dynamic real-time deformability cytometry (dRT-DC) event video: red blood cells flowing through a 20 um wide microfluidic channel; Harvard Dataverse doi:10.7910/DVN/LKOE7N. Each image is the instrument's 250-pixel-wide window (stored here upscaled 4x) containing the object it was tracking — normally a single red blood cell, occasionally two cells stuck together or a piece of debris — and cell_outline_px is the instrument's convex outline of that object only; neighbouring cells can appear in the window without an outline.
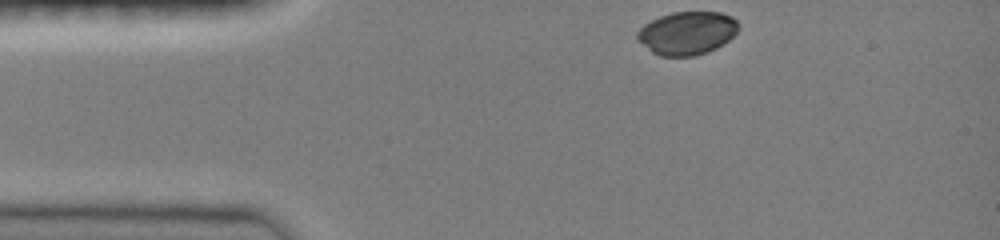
{"species": "common noctule bat (a hibernating species)", "species_latin": "Nyctalus noctula", "temperature_condition": "room temperature", "stored_images_in_passage": 34, "camera_frame_rate_fps": 3000, "um_per_image_px": 0.085, "animal": {"sex": "female", "body_mass_g": 19.0, "forearm_length_mm": 51.5}, "frame": {"image": 1, "passage_image": 1, "time_ms": 0.0, "image_size_px": [1000, 240], "cell_outline_px": [[736, 32], [724, 44], [708, 52], [692, 56], [660, 56], [652, 52], [636, 40], [636, 32], [644, 24], [660, 16], [672, 12], [720, 12], [732, 16], [736, 20]], "centroid_in_image_um": [58.36, 2.81], "position_along_channel_um": 26.6, "area_um2": 25.43}}
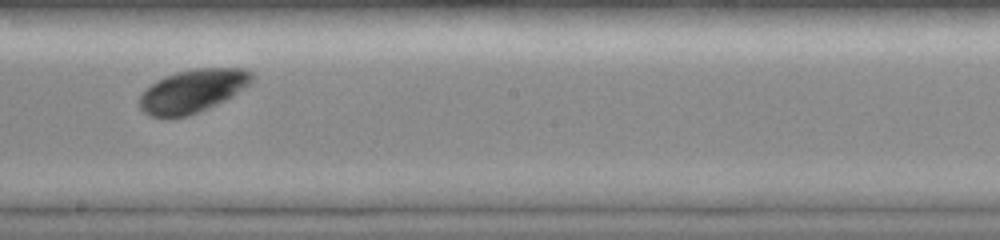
{"frame": {"image": 2, "passage_image": 20, "time_ms": 6.333, "image_size_px": [1000, 240], "cell_outline_px": [[256, 76], [244, 88], [232, 96], [208, 108], [188, 116], [168, 120], [164, 120], [152, 116], [144, 112], [140, 108], [140, 96], [156, 80], [164, 76], [176, 72], [192, 68], [244, 68], [252, 72]], "centroid_in_image_um": [16.37, 7.75], "position_along_channel_um": 231.8, "area_um2": 28.55}}
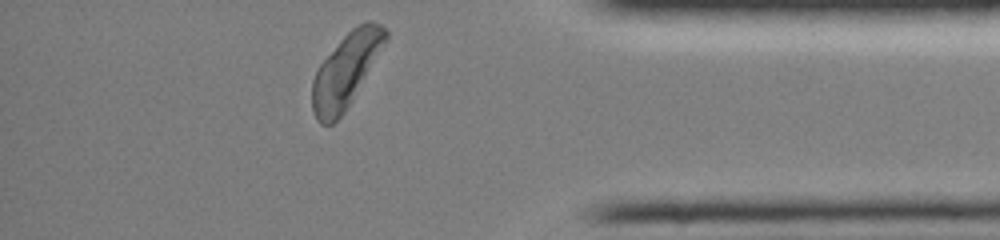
{"frame": {"image": 3, "passage_image": 34, "time_ms": 11.0, "image_size_px": [1000, 240], "cell_outline_px": [[388, 40], [344, 112], [332, 124], [320, 124], [316, 120], [312, 108], [312, 80], [320, 64], [340, 40], [352, 28], [364, 20], [368, 20], [380, 24], [388, 32]], "centroid_in_image_um": [29.41, 5.96], "position_along_channel_um": 405.8, "area_um2": 31.15}, "authors_computed_cell_mechanics": {"area_um2": 28.4087, "velocity_mm_per_s": 4.0142, "shape_relaxation_time_tau1_ms": 1.049, "shape_relaxation_time_tau2_ms": null, "deformation_change_tau1": 0.0711, "deformation_change_tau2": null}}